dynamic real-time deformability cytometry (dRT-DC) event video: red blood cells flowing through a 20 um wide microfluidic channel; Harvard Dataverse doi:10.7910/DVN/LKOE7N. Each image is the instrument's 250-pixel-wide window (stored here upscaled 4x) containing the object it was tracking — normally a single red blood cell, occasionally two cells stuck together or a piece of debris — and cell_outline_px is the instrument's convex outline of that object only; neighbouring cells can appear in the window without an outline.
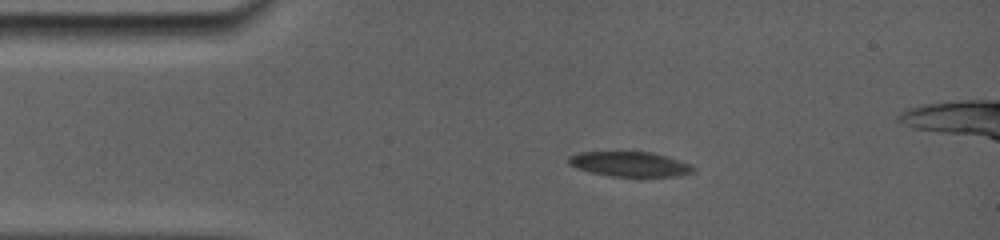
{"species": "common noctule bat (a hibernating species)", "species_latin": "Nyctalus noctula", "temperature_condition": "room temperature", "stored_images_in_passage": 37, "segment_of_instrument_passage": [1, 2], "camera_frame_rate_fps": 5000, "um_per_image_px": 0.085, "animal": {"sex": "female", "body_mass_g": 19.0, "forearm_length_mm": 56.7}, "frame": {"image": 1, "passage_image": 1, "time_ms": 0.0, "image_size_px": [1000, 240], "cell_outline_px": [[696, 168], [692, 172], [672, 176], [612, 176], [592, 172], [568, 164], [568, 160], [572, 156], [584, 152], [648, 152], [676, 160], [688, 164]], "centroid_in_image_um": [53.51, 13.95], "position_along_channel_um": 31.5, "area_um2": 17.22}}
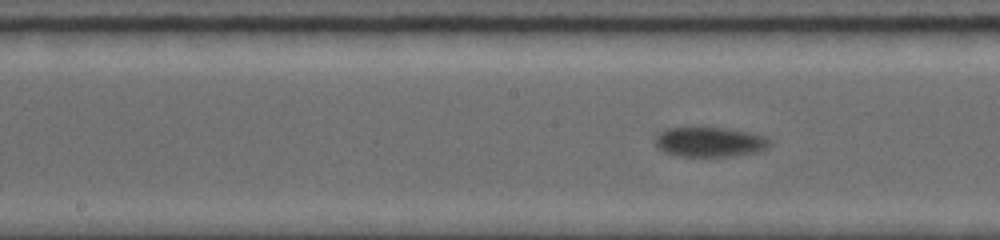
{"frame": {"image": 2, "passage_image": 16, "time_ms": 5.2, "image_size_px": [1000, 240], "cell_outline_px": [[768, 144], [764, 148], [752, 152], [724, 156], [680, 156], [664, 152], [656, 144], [656, 136], [668, 128], [716, 128], [740, 132], [760, 136]], "centroid_in_image_um": [60.16, 12.08], "position_along_channel_um": 188.0, "area_um2": 18.5}}
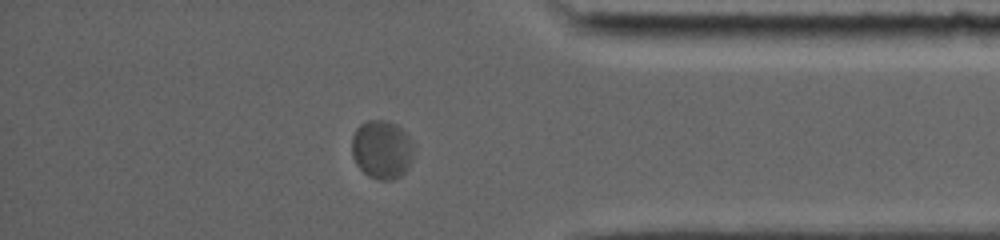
{"frame": {"image": 3, "passage_image": 31, "time_ms": 11.2, "image_size_px": [1000, 240], "cell_outline_px": [[412, 156], [408, 168], [400, 176], [392, 180], [380, 180], [368, 176], [356, 164], [352, 156], [352, 136], [356, 128], [360, 124], [368, 120], [384, 120], [396, 124], [412, 140]], "centroid_in_image_um": [32.43, 12.71], "position_along_channel_um": 402.8, "area_um2": 21.1}}